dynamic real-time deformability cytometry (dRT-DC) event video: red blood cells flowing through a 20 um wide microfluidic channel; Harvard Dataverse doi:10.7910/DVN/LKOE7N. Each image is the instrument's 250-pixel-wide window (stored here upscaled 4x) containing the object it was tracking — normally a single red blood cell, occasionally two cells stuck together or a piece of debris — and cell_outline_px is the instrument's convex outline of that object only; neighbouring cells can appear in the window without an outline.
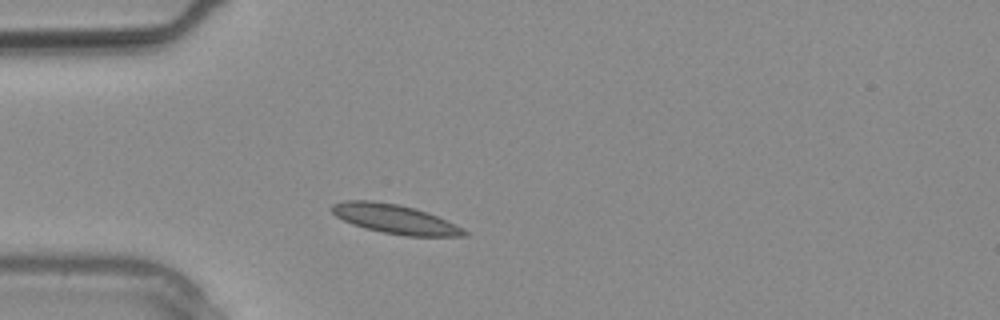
{"species": "common noctule bat (a hibernating species)", "species_latin": "Nyctalus noctula", "temperature_condition": "warm", "stored_images_in_passage": 1, "camera_frame_rate_fps": 3000, "um_per_image_px": 0.085, "animal": {"sex": "male", "body_mass_g": 20.4}, "frame": {"image": 1, "passage_image": 1, "time_ms": 0.0, "image_size_px": [1000, 320], "cell_outline_px": [[468, 236], [404, 236], [380, 232], [364, 228], [352, 224], [336, 216], [328, 208], [332, 204], [344, 200], [372, 200], [396, 204], [416, 208], [428, 212], [464, 228], [468, 232]], "centroid_in_image_um": [33.55, 18.62], "position_along_channel_um": 51.4, "area_um2": 22.77}}